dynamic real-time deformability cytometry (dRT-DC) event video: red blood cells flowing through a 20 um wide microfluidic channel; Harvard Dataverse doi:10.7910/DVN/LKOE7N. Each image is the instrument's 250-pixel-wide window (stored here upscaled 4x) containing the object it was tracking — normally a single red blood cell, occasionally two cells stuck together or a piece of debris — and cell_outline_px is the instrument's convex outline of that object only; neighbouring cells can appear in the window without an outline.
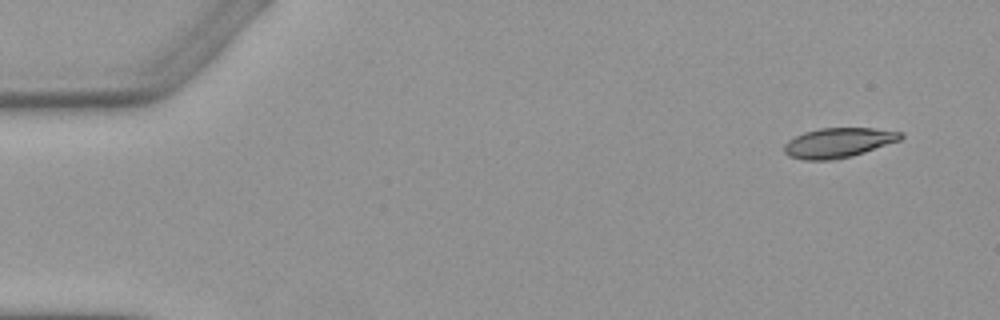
{"species": "Egyptian fruit bat (a non-hibernating species)", "species_latin": "Rousettus aegyptiacus", "temperature_condition": "warm", "stored_images_in_passage": 4, "camera_frame_rate_fps": 3000, "um_per_image_px": 0.085, "animal": {"sex": "female"}, "frame": {"image": 1, "passage_image": 1, "time_ms": 0.0, "image_size_px": [1000, 320], "cell_outline_px": [[904, 136], [900, 140], [852, 156], [832, 160], [804, 160], [788, 156], [784, 152], [784, 144], [788, 140], [804, 132], [820, 128], [876, 128], [904, 132]], "centroid_in_image_um": [71.26, 12.13], "position_along_channel_um": 13.7, "area_um2": 20.29}}
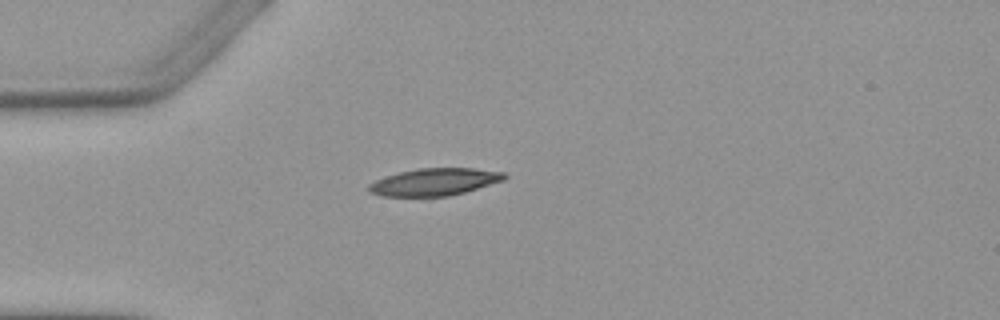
{"frame": {"image": 2, "passage_image": 4, "time_ms": 3.667, "image_size_px": [1000, 320], "cell_outline_px": [[508, 176], [504, 180], [464, 192], [448, 196], [428, 200], [380, 196], [368, 192], [368, 184], [376, 180], [400, 172], [420, 168], [472, 168], [504, 172]], "centroid_in_image_um": [36.87, 15.52], "position_along_channel_um": 48.1, "area_um2": 22.37}}